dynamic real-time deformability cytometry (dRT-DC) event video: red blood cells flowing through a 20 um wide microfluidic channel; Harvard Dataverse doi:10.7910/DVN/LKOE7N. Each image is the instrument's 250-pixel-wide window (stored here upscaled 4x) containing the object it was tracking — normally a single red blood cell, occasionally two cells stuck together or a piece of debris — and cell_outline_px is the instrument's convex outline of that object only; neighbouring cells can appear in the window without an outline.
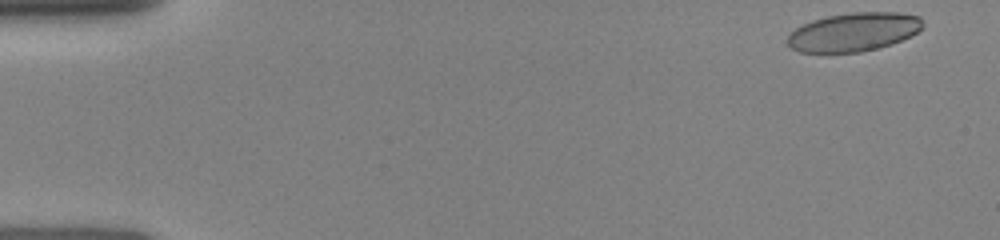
{"species": "human", "species_latin": "Homo sapiens", "temperature_condition": "room temperature", "stored_images_in_passage": 5, "camera_frame_rate_fps": 3000, "um_per_image_px": 0.085, "donor": {"sex": "female"}, "frame": {"image": 1, "passage_image": 1, "time_ms": 0.0, "image_size_px": [1000, 240], "cell_outline_px": [[924, 28], [892, 44], [860, 52], [800, 52], [792, 48], [788, 44], [788, 36], [796, 28], [812, 20], [828, 16], [852, 12], [896, 12], [920, 16], [924, 24]], "centroid_in_image_um": [72.59, 2.71], "position_along_channel_um": 12.4, "area_um2": 30.23}}
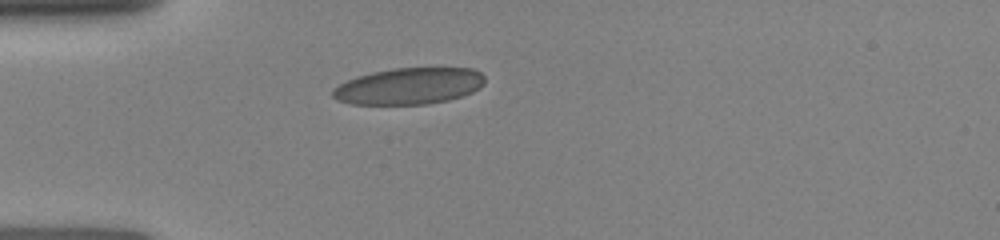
{"frame": {"image": 2, "passage_image": 5, "time_ms": 3.667, "image_size_px": [1000, 240], "cell_outline_px": [[484, 84], [480, 88], [472, 92], [448, 100], [424, 104], [352, 104], [336, 100], [332, 96], [332, 88], [356, 76], [372, 72], [396, 68], [472, 68], [480, 72], [484, 76]], "centroid_in_image_um": [34.75, 7.31], "position_along_channel_um": 50.2, "area_um2": 32.31}}